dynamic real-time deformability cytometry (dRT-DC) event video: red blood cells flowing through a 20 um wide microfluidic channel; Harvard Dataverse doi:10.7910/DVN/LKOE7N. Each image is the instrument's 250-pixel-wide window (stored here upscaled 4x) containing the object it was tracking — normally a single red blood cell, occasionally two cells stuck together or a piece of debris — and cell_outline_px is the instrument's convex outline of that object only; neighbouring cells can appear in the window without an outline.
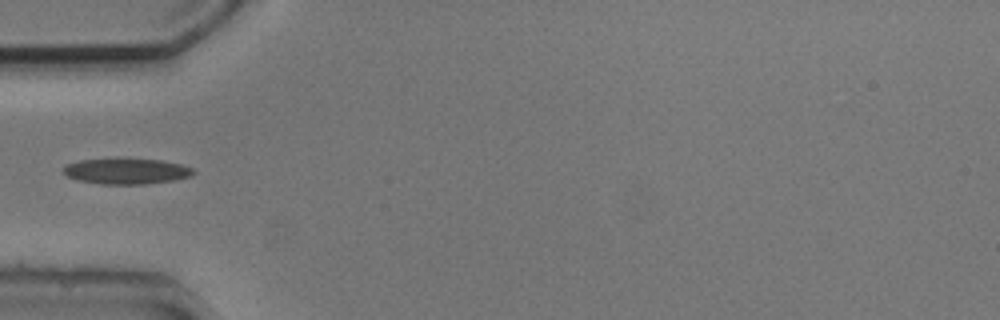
{"species": "common noctule bat (a hibernating species)", "species_latin": "Nyctalus noctula", "temperature_condition": "cold", "stored_images_in_passage": 37, "camera_frame_rate_fps": 3000, "um_per_image_px": 0.085, "animal": {"sex": "male", "body_mass_g": 20.5, "forearm_length_mm": 52.5}, "frame": {"image": 1, "passage_image": 1, "time_ms": 0.0, "image_size_px": [1000, 320], "cell_outline_px": [[196, 172], [192, 176], [172, 180], [144, 184], [100, 184], [80, 180], [68, 176], [64, 172], [64, 168], [68, 164], [80, 160], [120, 156], [160, 160], [180, 164], [192, 168]], "centroid_in_image_um": [10.76, 14.51], "position_along_channel_um": 74.2, "area_um2": 19.94}}
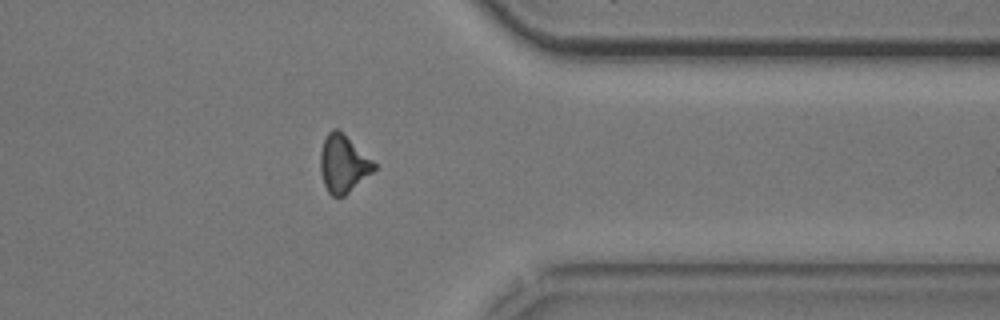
{"frame": {"image": 2, "passage_image": 26, "time_ms": 8.333, "image_size_px": [1000, 320], "cell_outline_px": [[376, 168], [372, 172], [344, 196], [332, 196], [328, 192], [324, 184], [320, 172], [320, 152], [324, 140], [328, 132], [332, 128], [336, 128], [372, 160], [376, 164]], "centroid_in_image_um": [29.14, 13.94], "position_along_channel_um": 382.3, "area_um2": 17.57}}
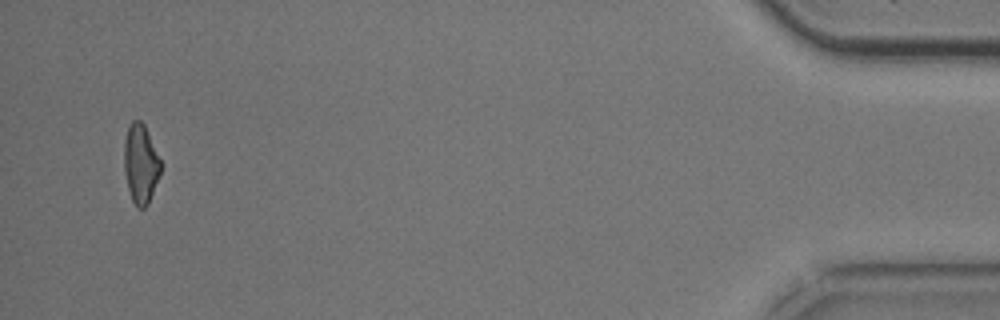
{"frame": {"image": 3, "passage_image": 35, "time_ms": 11.333, "image_size_px": [1000, 320], "cell_outline_px": [[160, 172], [148, 204], [144, 208], [136, 208], [132, 200], [128, 188], [124, 168], [124, 140], [128, 128], [132, 120], [140, 120], [144, 124], [160, 160]], "centroid_in_image_um": [11.93, 13.93], "position_along_channel_um": 423.3, "area_um2": 16.59}}